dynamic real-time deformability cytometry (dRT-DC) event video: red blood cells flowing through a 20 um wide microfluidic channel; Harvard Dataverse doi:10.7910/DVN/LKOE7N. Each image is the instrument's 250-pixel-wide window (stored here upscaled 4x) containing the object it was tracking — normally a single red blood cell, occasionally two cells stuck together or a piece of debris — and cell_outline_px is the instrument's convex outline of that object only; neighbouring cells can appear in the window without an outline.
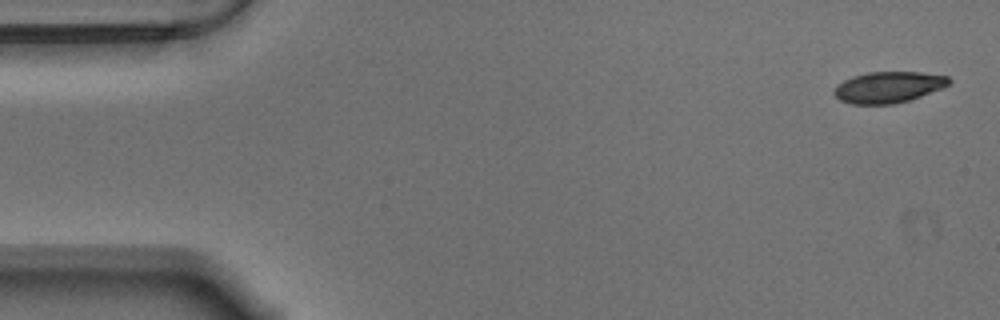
{"species": "Egyptian fruit bat (a non-hibernating species)", "species_latin": "Rousettus aegyptiacus", "temperature_condition": "warm", "stored_images_in_passage": 56, "camera_frame_rate_fps": 3000, "um_per_image_px": 0.085, "animal": {"sex": "male"}, "frame": {"image": 1, "passage_image": 1, "time_ms": 0.0, "image_size_px": [1000, 320], "cell_outline_px": [[952, 80], [948, 84], [940, 88], [920, 96], [908, 100], [892, 104], [852, 104], [840, 100], [832, 92], [844, 80], [852, 76], [868, 72], [920, 72], [948, 76]], "centroid_in_image_um": [75.5, 7.4], "position_along_channel_um": 9.5, "area_um2": 20.58}}
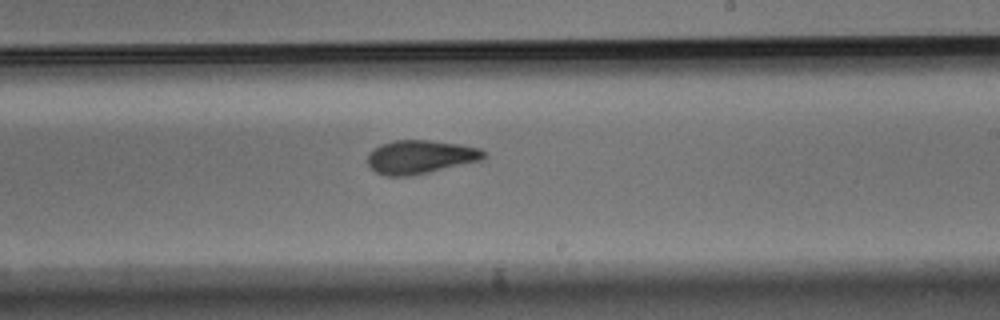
{"frame": {"image": 2, "passage_image": 32, "time_ms": 10.333, "image_size_px": [1000, 320], "cell_outline_px": [[484, 156], [480, 160], [428, 172], [408, 176], [388, 176], [376, 172], [368, 164], [368, 152], [372, 148], [380, 144], [392, 140], [428, 140], [460, 144], [480, 148], [484, 152]], "centroid_in_image_um": [35.67, 13.32], "position_along_channel_um": 253.3, "area_um2": 22.54}}
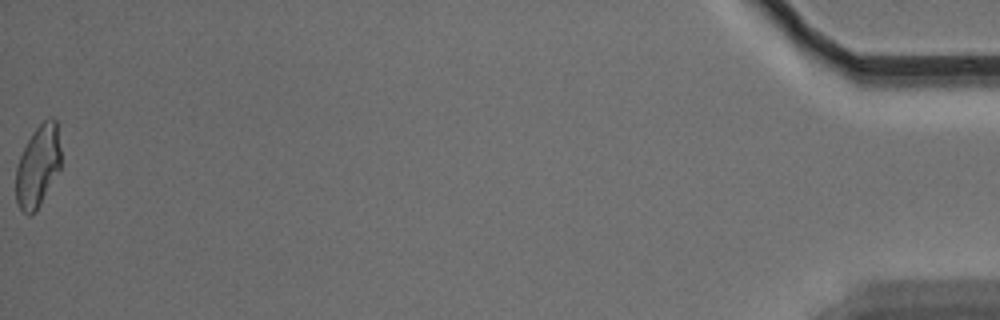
{"frame": {"image": 3, "passage_image": 56, "time_ms": 18.333, "image_size_px": [1000, 320], "cell_outline_px": [[60, 168], [36, 212], [28, 216], [20, 208], [16, 200], [16, 168], [20, 156], [32, 132], [48, 116], [52, 116], [56, 120], [60, 148]], "centroid_in_image_um": [3.22, 14.11], "position_along_channel_um": 432.0, "area_um2": 21.33}, "authors_computed_cell_mechanics": {"area_um2": 22.3397, "velocity_mm_per_s": 3.5314, "shape_relaxation_time_tau1_ms": 5.3173, "shape_relaxation_time_tau2_ms": 2.9715, "deformation_change_tau1": 0.1572, "deformation_change_tau2": 0.0924}}